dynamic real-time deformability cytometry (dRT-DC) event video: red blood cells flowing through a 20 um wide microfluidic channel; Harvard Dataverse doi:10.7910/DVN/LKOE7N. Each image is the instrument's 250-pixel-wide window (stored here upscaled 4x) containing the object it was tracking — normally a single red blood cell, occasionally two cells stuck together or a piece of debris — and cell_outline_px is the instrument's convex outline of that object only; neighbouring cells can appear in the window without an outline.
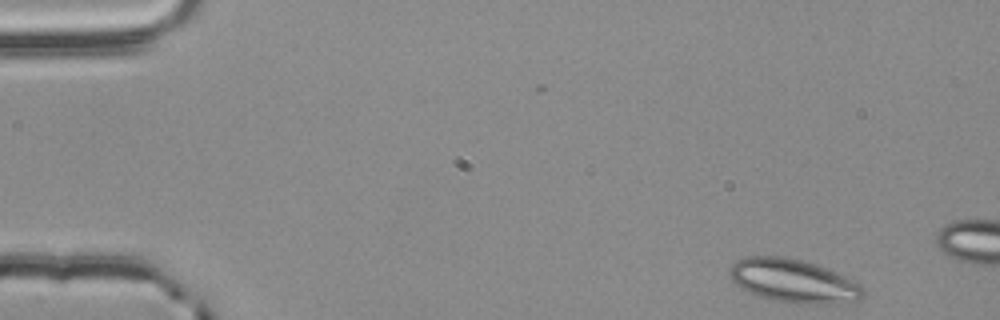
{"species": "common noctule bat (a hibernating species)", "species_latin": "Nyctalus noctula", "temperature_condition": "room temperature", "stored_images_in_passage": 11, "camera_frame_rate_fps": 3000, "um_per_image_px": 0.085, "animal": {"sex": "male", "body_mass_g": 20.4}, "frame": {"image": 1, "passage_image": 1, "time_ms": 0.0, "image_size_px": [1000, 320], "cell_outline_px": [[864, 296], [860, 300], [836, 304], [800, 304], [776, 300], [760, 296], [740, 288], [732, 280], [728, 272], [728, 268], [736, 260], [744, 256], [780, 256], [804, 260], [828, 268], [860, 284], [864, 292]], "centroid_in_image_um": [67.44, 23.87], "position_along_channel_um": 17.6, "area_um2": 34.04}}